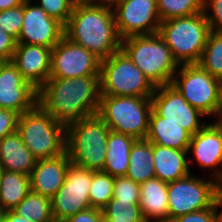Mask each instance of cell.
Returning a JSON list of instances; mask_svg holds the SVG:
<instances>
[{"instance_id":"cell-49","label":"cell","mask_w":222,"mask_h":222,"mask_svg":"<svg viewBox=\"0 0 222 222\" xmlns=\"http://www.w3.org/2000/svg\"><path fill=\"white\" fill-rule=\"evenodd\" d=\"M2 172H3V168H2V165L0 163V179H1Z\"/></svg>"},{"instance_id":"cell-51","label":"cell","mask_w":222,"mask_h":222,"mask_svg":"<svg viewBox=\"0 0 222 222\" xmlns=\"http://www.w3.org/2000/svg\"><path fill=\"white\" fill-rule=\"evenodd\" d=\"M3 62H4L3 60H0V68H1V65H2Z\"/></svg>"},{"instance_id":"cell-41","label":"cell","mask_w":222,"mask_h":222,"mask_svg":"<svg viewBox=\"0 0 222 222\" xmlns=\"http://www.w3.org/2000/svg\"><path fill=\"white\" fill-rule=\"evenodd\" d=\"M1 217L4 222H31L27 218H23L12 210L1 212Z\"/></svg>"},{"instance_id":"cell-43","label":"cell","mask_w":222,"mask_h":222,"mask_svg":"<svg viewBox=\"0 0 222 222\" xmlns=\"http://www.w3.org/2000/svg\"><path fill=\"white\" fill-rule=\"evenodd\" d=\"M23 0H0V11L20 6Z\"/></svg>"},{"instance_id":"cell-6","label":"cell","mask_w":222,"mask_h":222,"mask_svg":"<svg viewBox=\"0 0 222 222\" xmlns=\"http://www.w3.org/2000/svg\"><path fill=\"white\" fill-rule=\"evenodd\" d=\"M17 132L37 160L66 153V125L56 121L39 104L19 115Z\"/></svg>"},{"instance_id":"cell-28","label":"cell","mask_w":222,"mask_h":222,"mask_svg":"<svg viewBox=\"0 0 222 222\" xmlns=\"http://www.w3.org/2000/svg\"><path fill=\"white\" fill-rule=\"evenodd\" d=\"M198 64L214 78L222 81V32L209 33Z\"/></svg>"},{"instance_id":"cell-31","label":"cell","mask_w":222,"mask_h":222,"mask_svg":"<svg viewBox=\"0 0 222 222\" xmlns=\"http://www.w3.org/2000/svg\"><path fill=\"white\" fill-rule=\"evenodd\" d=\"M102 212L106 218L116 222H146L139 201H119L112 198Z\"/></svg>"},{"instance_id":"cell-32","label":"cell","mask_w":222,"mask_h":222,"mask_svg":"<svg viewBox=\"0 0 222 222\" xmlns=\"http://www.w3.org/2000/svg\"><path fill=\"white\" fill-rule=\"evenodd\" d=\"M33 2L64 26L67 24L75 5L73 0H33Z\"/></svg>"},{"instance_id":"cell-37","label":"cell","mask_w":222,"mask_h":222,"mask_svg":"<svg viewBox=\"0 0 222 222\" xmlns=\"http://www.w3.org/2000/svg\"><path fill=\"white\" fill-rule=\"evenodd\" d=\"M169 222H216L213 205L210 208L178 216Z\"/></svg>"},{"instance_id":"cell-3","label":"cell","mask_w":222,"mask_h":222,"mask_svg":"<svg viewBox=\"0 0 222 222\" xmlns=\"http://www.w3.org/2000/svg\"><path fill=\"white\" fill-rule=\"evenodd\" d=\"M111 130L97 115L66 126V153L77 167L103 171L108 135Z\"/></svg>"},{"instance_id":"cell-50","label":"cell","mask_w":222,"mask_h":222,"mask_svg":"<svg viewBox=\"0 0 222 222\" xmlns=\"http://www.w3.org/2000/svg\"><path fill=\"white\" fill-rule=\"evenodd\" d=\"M51 222H63L61 220H52Z\"/></svg>"},{"instance_id":"cell-25","label":"cell","mask_w":222,"mask_h":222,"mask_svg":"<svg viewBox=\"0 0 222 222\" xmlns=\"http://www.w3.org/2000/svg\"><path fill=\"white\" fill-rule=\"evenodd\" d=\"M30 191V176L3 170L0 179V213L13 210Z\"/></svg>"},{"instance_id":"cell-8","label":"cell","mask_w":222,"mask_h":222,"mask_svg":"<svg viewBox=\"0 0 222 222\" xmlns=\"http://www.w3.org/2000/svg\"><path fill=\"white\" fill-rule=\"evenodd\" d=\"M155 88L122 50L101 61V95L151 97Z\"/></svg>"},{"instance_id":"cell-53","label":"cell","mask_w":222,"mask_h":222,"mask_svg":"<svg viewBox=\"0 0 222 222\" xmlns=\"http://www.w3.org/2000/svg\"><path fill=\"white\" fill-rule=\"evenodd\" d=\"M24 2H30V1H33V0H23Z\"/></svg>"},{"instance_id":"cell-24","label":"cell","mask_w":222,"mask_h":222,"mask_svg":"<svg viewBox=\"0 0 222 222\" xmlns=\"http://www.w3.org/2000/svg\"><path fill=\"white\" fill-rule=\"evenodd\" d=\"M136 140L131 136L110 131L103 172L112 177L126 176L129 167L130 150Z\"/></svg>"},{"instance_id":"cell-39","label":"cell","mask_w":222,"mask_h":222,"mask_svg":"<svg viewBox=\"0 0 222 222\" xmlns=\"http://www.w3.org/2000/svg\"><path fill=\"white\" fill-rule=\"evenodd\" d=\"M102 216V210L89 207L64 219L63 222H101Z\"/></svg>"},{"instance_id":"cell-2","label":"cell","mask_w":222,"mask_h":222,"mask_svg":"<svg viewBox=\"0 0 222 222\" xmlns=\"http://www.w3.org/2000/svg\"><path fill=\"white\" fill-rule=\"evenodd\" d=\"M64 36L101 61L121 50L113 9L75 3L64 26Z\"/></svg>"},{"instance_id":"cell-16","label":"cell","mask_w":222,"mask_h":222,"mask_svg":"<svg viewBox=\"0 0 222 222\" xmlns=\"http://www.w3.org/2000/svg\"><path fill=\"white\" fill-rule=\"evenodd\" d=\"M64 37V25L33 1L23 3V23L17 43L53 48Z\"/></svg>"},{"instance_id":"cell-22","label":"cell","mask_w":222,"mask_h":222,"mask_svg":"<svg viewBox=\"0 0 222 222\" xmlns=\"http://www.w3.org/2000/svg\"><path fill=\"white\" fill-rule=\"evenodd\" d=\"M191 136L179 124L172 121H164V117L158 116L151 110L146 140L163 147L188 150Z\"/></svg>"},{"instance_id":"cell-46","label":"cell","mask_w":222,"mask_h":222,"mask_svg":"<svg viewBox=\"0 0 222 222\" xmlns=\"http://www.w3.org/2000/svg\"><path fill=\"white\" fill-rule=\"evenodd\" d=\"M218 192L222 194V178L218 181Z\"/></svg>"},{"instance_id":"cell-18","label":"cell","mask_w":222,"mask_h":222,"mask_svg":"<svg viewBox=\"0 0 222 222\" xmlns=\"http://www.w3.org/2000/svg\"><path fill=\"white\" fill-rule=\"evenodd\" d=\"M11 61L21 75L37 90L50 78L51 48L17 43Z\"/></svg>"},{"instance_id":"cell-52","label":"cell","mask_w":222,"mask_h":222,"mask_svg":"<svg viewBox=\"0 0 222 222\" xmlns=\"http://www.w3.org/2000/svg\"><path fill=\"white\" fill-rule=\"evenodd\" d=\"M0 222H4V221L2 220L1 213H0Z\"/></svg>"},{"instance_id":"cell-42","label":"cell","mask_w":222,"mask_h":222,"mask_svg":"<svg viewBox=\"0 0 222 222\" xmlns=\"http://www.w3.org/2000/svg\"><path fill=\"white\" fill-rule=\"evenodd\" d=\"M213 210L216 222H222V194H220L219 192L217 193L215 200L213 202Z\"/></svg>"},{"instance_id":"cell-12","label":"cell","mask_w":222,"mask_h":222,"mask_svg":"<svg viewBox=\"0 0 222 222\" xmlns=\"http://www.w3.org/2000/svg\"><path fill=\"white\" fill-rule=\"evenodd\" d=\"M92 170L71 164L64 184L51 198L53 220H61L90 207L89 190Z\"/></svg>"},{"instance_id":"cell-35","label":"cell","mask_w":222,"mask_h":222,"mask_svg":"<svg viewBox=\"0 0 222 222\" xmlns=\"http://www.w3.org/2000/svg\"><path fill=\"white\" fill-rule=\"evenodd\" d=\"M204 13L210 30L222 32V0H204Z\"/></svg>"},{"instance_id":"cell-10","label":"cell","mask_w":222,"mask_h":222,"mask_svg":"<svg viewBox=\"0 0 222 222\" xmlns=\"http://www.w3.org/2000/svg\"><path fill=\"white\" fill-rule=\"evenodd\" d=\"M218 193V182L206 175L191 174L167 185L168 222L178 216L210 208Z\"/></svg>"},{"instance_id":"cell-38","label":"cell","mask_w":222,"mask_h":222,"mask_svg":"<svg viewBox=\"0 0 222 222\" xmlns=\"http://www.w3.org/2000/svg\"><path fill=\"white\" fill-rule=\"evenodd\" d=\"M16 45V39L0 29V60L11 61Z\"/></svg>"},{"instance_id":"cell-19","label":"cell","mask_w":222,"mask_h":222,"mask_svg":"<svg viewBox=\"0 0 222 222\" xmlns=\"http://www.w3.org/2000/svg\"><path fill=\"white\" fill-rule=\"evenodd\" d=\"M71 161L67 153L53 158L38 159L30 173L31 191L50 199L64 184Z\"/></svg>"},{"instance_id":"cell-9","label":"cell","mask_w":222,"mask_h":222,"mask_svg":"<svg viewBox=\"0 0 222 222\" xmlns=\"http://www.w3.org/2000/svg\"><path fill=\"white\" fill-rule=\"evenodd\" d=\"M220 83V80L199 64H181L171 84L191 106L211 121L214 120L218 108Z\"/></svg>"},{"instance_id":"cell-34","label":"cell","mask_w":222,"mask_h":222,"mask_svg":"<svg viewBox=\"0 0 222 222\" xmlns=\"http://www.w3.org/2000/svg\"><path fill=\"white\" fill-rule=\"evenodd\" d=\"M112 198L119 201H139L140 184L126 176L114 177Z\"/></svg>"},{"instance_id":"cell-33","label":"cell","mask_w":222,"mask_h":222,"mask_svg":"<svg viewBox=\"0 0 222 222\" xmlns=\"http://www.w3.org/2000/svg\"><path fill=\"white\" fill-rule=\"evenodd\" d=\"M23 23V4L0 11V29L18 39Z\"/></svg>"},{"instance_id":"cell-26","label":"cell","mask_w":222,"mask_h":222,"mask_svg":"<svg viewBox=\"0 0 222 222\" xmlns=\"http://www.w3.org/2000/svg\"><path fill=\"white\" fill-rule=\"evenodd\" d=\"M126 177L138 184L155 178L152 143L146 139H138L131 147L129 167Z\"/></svg>"},{"instance_id":"cell-48","label":"cell","mask_w":222,"mask_h":222,"mask_svg":"<svg viewBox=\"0 0 222 222\" xmlns=\"http://www.w3.org/2000/svg\"><path fill=\"white\" fill-rule=\"evenodd\" d=\"M75 3H84L86 0H73Z\"/></svg>"},{"instance_id":"cell-1","label":"cell","mask_w":222,"mask_h":222,"mask_svg":"<svg viewBox=\"0 0 222 222\" xmlns=\"http://www.w3.org/2000/svg\"><path fill=\"white\" fill-rule=\"evenodd\" d=\"M100 96V75L49 78L38 89V104L67 126L97 114Z\"/></svg>"},{"instance_id":"cell-21","label":"cell","mask_w":222,"mask_h":222,"mask_svg":"<svg viewBox=\"0 0 222 222\" xmlns=\"http://www.w3.org/2000/svg\"><path fill=\"white\" fill-rule=\"evenodd\" d=\"M167 185L158 178L140 184L139 207L146 222H168Z\"/></svg>"},{"instance_id":"cell-15","label":"cell","mask_w":222,"mask_h":222,"mask_svg":"<svg viewBox=\"0 0 222 222\" xmlns=\"http://www.w3.org/2000/svg\"><path fill=\"white\" fill-rule=\"evenodd\" d=\"M188 156L190 170L194 167L192 164L196 163L198 170L200 168L202 172L206 171L202 174L207 173L208 177L217 182L222 178V132L213 121H208L200 131L191 136Z\"/></svg>"},{"instance_id":"cell-14","label":"cell","mask_w":222,"mask_h":222,"mask_svg":"<svg viewBox=\"0 0 222 222\" xmlns=\"http://www.w3.org/2000/svg\"><path fill=\"white\" fill-rule=\"evenodd\" d=\"M113 11L121 39L152 35L159 31L161 20L157 0H120Z\"/></svg>"},{"instance_id":"cell-17","label":"cell","mask_w":222,"mask_h":222,"mask_svg":"<svg viewBox=\"0 0 222 222\" xmlns=\"http://www.w3.org/2000/svg\"><path fill=\"white\" fill-rule=\"evenodd\" d=\"M38 104V90L18 71L12 61H4L0 68V108L19 115Z\"/></svg>"},{"instance_id":"cell-29","label":"cell","mask_w":222,"mask_h":222,"mask_svg":"<svg viewBox=\"0 0 222 222\" xmlns=\"http://www.w3.org/2000/svg\"><path fill=\"white\" fill-rule=\"evenodd\" d=\"M159 19L191 16L204 12V0H157Z\"/></svg>"},{"instance_id":"cell-13","label":"cell","mask_w":222,"mask_h":222,"mask_svg":"<svg viewBox=\"0 0 222 222\" xmlns=\"http://www.w3.org/2000/svg\"><path fill=\"white\" fill-rule=\"evenodd\" d=\"M101 60L93 53L63 37L51 49L50 78L100 75Z\"/></svg>"},{"instance_id":"cell-11","label":"cell","mask_w":222,"mask_h":222,"mask_svg":"<svg viewBox=\"0 0 222 222\" xmlns=\"http://www.w3.org/2000/svg\"><path fill=\"white\" fill-rule=\"evenodd\" d=\"M152 110L164 121L179 124L191 135L200 131L208 122V118L191 106L172 84L157 86L151 96ZM207 119V120H202Z\"/></svg>"},{"instance_id":"cell-27","label":"cell","mask_w":222,"mask_h":222,"mask_svg":"<svg viewBox=\"0 0 222 222\" xmlns=\"http://www.w3.org/2000/svg\"><path fill=\"white\" fill-rule=\"evenodd\" d=\"M12 211L31 222L53 220L51 199L32 191Z\"/></svg>"},{"instance_id":"cell-44","label":"cell","mask_w":222,"mask_h":222,"mask_svg":"<svg viewBox=\"0 0 222 222\" xmlns=\"http://www.w3.org/2000/svg\"><path fill=\"white\" fill-rule=\"evenodd\" d=\"M216 114H222V81L219 86V103Z\"/></svg>"},{"instance_id":"cell-4","label":"cell","mask_w":222,"mask_h":222,"mask_svg":"<svg viewBox=\"0 0 222 222\" xmlns=\"http://www.w3.org/2000/svg\"><path fill=\"white\" fill-rule=\"evenodd\" d=\"M121 50L155 87L172 83L179 64L158 33L122 39Z\"/></svg>"},{"instance_id":"cell-45","label":"cell","mask_w":222,"mask_h":222,"mask_svg":"<svg viewBox=\"0 0 222 222\" xmlns=\"http://www.w3.org/2000/svg\"><path fill=\"white\" fill-rule=\"evenodd\" d=\"M214 119L215 120H212V121L222 132V114H216Z\"/></svg>"},{"instance_id":"cell-30","label":"cell","mask_w":222,"mask_h":222,"mask_svg":"<svg viewBox=\"0 0 222 222\" xmlns=\"http://www.w3.org/2000/svg\"><path fill=\"white\" fill-rule=\"evenodd\" d=\"M114 177L103 171H92L89 190L90 207L102 210L113 197Z\"/></svg>"},{"instance_id":"cell-5","label":"cell","mask_w":222,"mask_h":222,"mask_svg":"<svg viewBox=\"0 0 222 222\" xmlns=\"http://www.w3.org/2000/svg\"><path fill=\"white\" fill-rule=\"evenodd\" d=\"M211 32L205 13L161 21L158 34L179 65L198 64Z\"/></svg>"},{"instance_id":"cell-47","label":"cell","mask_w":222,"mask_h":222,"mask_svg":"<svg viewBox=\"0 0 222 222\" xmlns=\"http://www.w3.org/2000/svg\"><path fill=\"white\" fill-rule=\"evenodd\" d=\"M101 222H116V220L108 219V218H106V217L103 215Z\"/></svg>"},{"instance_id":"cell-7","label":"cell","mask_w":222,"mask_h":222,"mask_svg":"<svg viewBox=\"0 0 222 222\" xmlns=\"http://www.w3.org/2000/svg\"><path fill=\"white\" fill-rule=\"evenodd\" d=\"M151 97L101 95L97 115L113 132L145 139L148 133Z\"/></svg>"},{"instance_id":"cell-36","label":"cell","mask_w":222,"mask_h":222,"mask_svg":"<svg viewBox=\"0 0 222 222\" xmlns=\"http://www.w3.org/2000/svg\"><path fill=\"white\" fill-rule=\"evenodd\" d=\"M19 114L13 110L0 108V140L17 131Z\"/></svg>"},{"instance_id":"cell-20","label":"cell","mask_w":222,"mask_h":222,"mask_svg":"<svg viewBox=\"0 0 222 222\" xmlns=\"http://www.w3.org/2000/svg\"><path fill=\"white\" fill-rule=\"evenodd\" d=\"M155 178L166 183L191 174L188 150H178L152 143Z\"/></svg>"},{"instance_id":"cell-23","label":"cell","mask_w":222,"mask_h":222,"mask_svg":"<svg viewBox=\"0 0 222 222\" xmlns=\"http://www.w3.org/2000/svg\"><path fill=\"white\" fill-rule=\"evenodd\" d=\"M36 160L17 131L0 140V163L3 170L29 176Z\"/></svg>"},{"instance_id":"cell-40","label":"cell","mask_w":222,"mask_h":222,"mask_svg":"<svg viewBox=\"0 0 222 222\" xmlns=\"http://www.w3.org/2000/svg\"><path fill=\"white\" fill-rule=\"evenodd\" d=\"M119 2L120 0H86L84 3L91 6L114 9L119 4Z\"/></svg>"}]
</instances>
